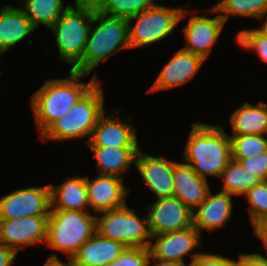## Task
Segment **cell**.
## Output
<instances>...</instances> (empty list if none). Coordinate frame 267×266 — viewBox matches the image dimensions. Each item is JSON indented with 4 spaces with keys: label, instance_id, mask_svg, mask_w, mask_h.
Wrapping results in <instances>:
<instances>
[{
    "label": "cell",
    "instance_id": "obj_1",
    "mask_svg": "<svg viewBox=\"0 0 267 266\" xmlns=\"http://www.w3.org/2000/svg\"><path fill=\"white\" fill-rule=\"evenodd\" d=\"M67 78L47 79L33 95L30 107L40 136L75 105L99 80L97 76L88 83L79 81L84 75L70 70Z\"/></svg>",
    "mask_w": 267,
    "mask_h": 266
},
{
    "label": "cell",
    "instance_id": "obj_2",
    "mask_svg": "<svg viewBox=\"0 0 267 266\" xmlns=\"http://www.w3.org/2000/svg\"><path fill=\"white\" fill-rule=\"evenodd\" d=\"M183 160L202 178L219 177L232 159L231 141L223 126L200 121L191 125Z\"/></svg>",
    "mask_w": 267,
    "mask_h": 266
},
{
    "label": "cell",
    "instance_id": "obj_3",
    "mask_svg": "<svg viewBox=\"0 0 267 266\" xmlns=\"http://www.w3.org/2000/svg\"><path fill=\"white\" fill-rule=\"evenodd\" d=\"M128 25V19L93 13L82 60L70 70L89 74L110 55L120 49H130Z\"/></svg>",
    "mask_w": 267,
    "mask_h": 266
},
{
    "label": "cell",
    "instance_id": "obj_4",
    "mask_svg": "<svg viewBox=\"0 0 267 266\" xmlns=\"http://www.w3.org/2000/svg\"><path fill=\"white\" fill-rule=\"evenodd\" d=\"M100 85L98 81L65 116L56 120L40 139L62 141L88 136V143L99 117L106 111L104 92Z\"/></svg>",
    "mask_w": 267,
    "mask_h": 266
},
{
    "label": "cell",
    "instance_id": "obj_5",
    "mask_svg": "<svg viewBox=\"0 0 267 266\" xmlns=\"http://www.w3.org/2000/svg\"><path fill=\"white\" fill-rule=\"evenodd\" d=\"M97 214L75 210H50L46 246L60 250L71 260L79 248L96 233Z\"/></svg>",
    "mask_w": 267,
    "mask_h": 266
},
{
    "label": "cell",
    "instance_id": "obj_6",
    "mask_svg": "<svg viewBox=\"0 0 267 266\" xmlns=\"http://www.w3.org/2000/svg\"><path fill=\"white\" fill-rule=\"evenodd\" d=\"M97 214L100 215L96 217V232L101 236L121 242L126 247L149 248L152 235L147 214L140 218L127 204Z\"/></svg>",
    "mask_w": 267,
    "mask_h": 266
},
{
    "label": "cell",
    "instance_id": "obj_7",
    "mask_svg": "<svg viewBox=\"0 0 267 266\" xmlns=\"http://www.w3.org/2000/svg\"><path fill=\"white\" fill-rule=\"evenodd\" d=\"M93 19V13L70 5L50 30L63 62L73 69L81 60Z\"/></svg>",
    "mask_w": 267,
    "mask_h": 266
},
{
    "label": "cell",
    "instance_id": "obj_8",
    "mask_svg": "<svg viewBox=\"0 0 267 266\" xmlns=\"http://www.w3.org/2000/svg\"><path fill=\"white\" fill-rule=\"evenodd\" d=\"M187 9L155 5L128 19L130 49L155 44L170 35L187 16ZM136 23L132 25V22Z\"/></svg>",
    "mask_w": 267,
    "mask_h": 266
},
{
    "label": "cell",
    "instance_id": "obj_9",
    "mask_svg": "<svg viewBox=\"0 0 267 266\" xmlns=\"http://www.w3.org/2000/svg\"><path fill=\"white\" fill-rule=\"evenodd\" d=\"M50 185L15 190L0 198V219L49 215Z\"/></svg>",
    "mask_w": 267,
    "mask_h": 266
},
{
    "label": "cell",
    "instance_id": "obj_10",
    "mask_svg": "<svg viewBox=\"0 0 267 266\" xmlns=\"http://www.w3.org/2000/svg\"><path fill=\"white\" fill-rule=\"evenodd\" d=\"M47 223L48 215L0 219V242L18 254L23 247L46 242Z\"/></svg>",
    "mask_w": 267,
    "mask_h": 266
},
{
    "label": "cell",
    "instance_id": "obj_11",
    "mask_svg": "<svg viewBox=\"0 0 267 266\" xmlns=\"http://www.w3.org/2000/svg\"><path fill=\"white\" fill-rule=\"evenodd\" d=\"M147 207L152 236L193 226V211L175 196L157 199L154 204Z\"/></svg>",
    "mask_w": 267,
    "mask_h": 266
},
{
    "label": "cell",
    "instance_id": "obj_12",
    "mask_svg": "<svg viewBox=\"0 0 267 266\" xmlns=\"http://www.w3.org/2000/svg\"><path fill=\"white\" fill-rule=\"evenodd\" d=\"M177 162L163 156L138 151L135 166L147 187L157 199L172 197L174 193V165Z\"/></svg>",
    "mask_w": 267,
    "mask_h": 266
},
{
    "label": "cell",
    "instance_id": "obj_13",
    "mask_svg": "<svg viewBox=\"0 0 267 266\" xmlns=\"http://www.w3.org/2000/svg\"><path fill=\"white\" fill-rule=\"evenodd\" d=\"M197 14L191 15L187 25L182 28L185 38V46L182 49L206 60L221 35L225 21L219 13L214 18Z\"/></svg>",
    "mask_w": 267,
    "mask_h": 266
},
{
    "label": "cell",
    "instance_id": "obj_14",
    "mask_svg": "<svg viewBox=\"0 0 267 266\" xmlns=\"http://www.w3.org/2000/svg\"><path fill=\"white\" fill-rule=\"evenodd\" d=\"M200 235L194 226H191L184 230L152 236L149 253L153 258L160 260L185 263L184 256L190 254L196 246L200 247Z\"/></svg>",
    "mask_w": 267,
    "mask_h": 266
},
{
    "label": "cell",
    "instance_id": "obj_15",
    "mask_svg": "<svg viewBox=\"0 0 267 266\" xmlns=\"http://www.w3.org/2000/svg\"><path fill=\"white\" fill-rule=\"evenodd\" d=\"M123 183V178L115 175L99 174L91 180L86 176L89 208L97 214L124 206L129 189Z\"/></svg>",
    "mask_w": 267,
    "mask_h": 266
},
{
    "label": "cell",
    "instance_id": "obj_16",
    "mask_svg": "<svg viewBox=\"0 0 267 266\" xmlns=\"http://www.w3.org/2000/svg\"><path fill=\"white\" fill-rule=\"evenodd\" d=\"M204 62L201 56L181 48L164 65L147 92L168 90L186 84L192 80Z\"/></svg>",
    "mask_w": 267,
    "mask_h": 266
},
{
    "label": "cell",
    "instance_id": "obj_17",
    "mask_svg": "<svg viewBox=\"0 0 267 266\" xmlns=\"http://www.w3.org/2000/svg\"><path fill=\"white\" fill-rule=\"evenodd\" d=\"M109 115L105 111L99 117L87 146L139 147L133 122H125V118Z\"/></svg>",
    "mask_w": 267,
    "mask_h": 266
},
{
    "label": "cell",
    "instance_id": "obj_18",
    "mask_svg": "<svg viewBox=\"0 0 267 266\" xmlns=\"http://www.w3.org/2000/svg\"><path fill=\"white\" fill-rule=\"evenodd\" d=\"M233 210L232 195L220 191L207 198L193 211V226L198 233L202 230L222 228L231 218Z\"/></svg>",
    "mask_w": 267,
    "mask_h": 266
},
{
    "label": "cell",
    "instance_id": "obj_19",
    "mask_svg": "<svg viewBox=\"0 0 267 266\" xmlns=\"http://www.w3.org/2000/svg\"><path fill=\"white\" fill-rule=\"evenodd\" d=\"M174 193L191 211H194L210 192L208 179L199 177L188 164L174 165Z\"/></svg>",
    "mask_w": 267,
    "mask_h": 266
},
{
    "label": "cell",
    "instance_id": "obj_20",
    "mask_svg": "<svg viewBox=\"0 0 267 266\" xmlns=\"http://www.w3.org/2000/svg\"><path fill=\"white\" fill-rule=\"evenodd\" d=\"M125 248L121 242L107 239L96 232L79 248L71 263L73 266H108Z\"/></svg>",
    "mask_w": 267,
    "mask_h": 266
},
{
    "label": "cell",
    "instance_id": "obj_21",
    "mask_svg": "<svg viewBox=\"0 0 267 266\" xmlns=\"http://www.w3.org/2000/svg\"><path fill=\"white\" fill-rule=\"evenodd\" d=\"M36 28L23 8L6 5L0 10V56L23 41Z\"/></svg>",
    "mask_w": 267,
    "mask_h": 266
},
{
    "label": "cell",
    "instance_id": "obj_22",
    "mask_svg": "<svg viewBox=\"0 0 267 266\" xmlns=\"http://www.w3.org/2000/svg\"><path fill=\"white\" fill-rule=\"evenodd\" d=\"M51 210L89 212L86 176L68 178L58 186L50 184Z\"/></svg>",
    "mask_w": 267,
    "mask_h": 266
},
{
    "label": "cell",
    "instance_id": "obj_23",
    "mask_svg": "<svg viewBox=\"0 0 267 266\" xmlns=\"http://www.w3.org/2000/svg\"><path fill=\"white\" fill-rule=\"evenodd\" d=\"M94 154L96 167L100 175L122 177L135 164L140 147L88 146Z\"/></svg>",
    "mask_w": 267,
    "mask_h": 266
},
{
    "label": "cell",
    "instance_id": "obj_24",
    "mask_svg": "<svg viewBox=\"0 0 267 266\" xmlns=\"http://www.w3.org/2000/svg\"><path fill=\"white\" fill-rule=\"evenodd\" d=\"M229 122L233 135H267V104L244 102L232 113Z\"/></svg>",
    "mask_w": 267,
    "mask_h": 266
},
{
    "label": "cell",
    "instance_id": "obj_25",
    "mask_svg": "<svg viewBox=\"0 0 267 266\" xmlns=\"http://www.w3.org/2000/svg\"><path fill=\"white\" fill-rule=\"evenodd\" d=\"M21 3L35 28L43 24L49 29L70 6L64 8L63 0H21Z\"/></svg>",
    "mask_w": 267,
    "mask_h": 266
},
{
    "label": "cell",
    "instance_id": "obj_26",
    "mask_svg": "<svg viewBox=\"0 0 267 266\" xmlns=\"http://www.w3.org/2000/svg\"><path fill=\"white\" fill-rule=\"evenodd\" d=\"M210 10L220 13L225 24L230 16L250 17L262 21L267 14V0H221Z\"/></svg>",
    "mask_w": 267,
    "mask_h": 266
},
{
    "label": "cell",
    "instance_id": "obj_27",
    "mask_svg": "<svg viewBox=\"0 0 267 266\" xmlns=\"http://www.w3.org/2000/svg\"><path fill=\"white\" fill-rule=\"evenodd\" d=\"M223 179L222 191L230 195H244L254 185H257L261 180L248 172L240 162L231 159L220 175Z\"/></svg>",
    "mask_w": 267,
    "mask_h": 266
},
{
    "label": "cell",
    "instance_id": "obj_28",
    "mask_svg": "<svg viewBox=\"0 0 267 266\" xmlns=\"http://www.w3.org/2000/svg\"><path fill=\"white\" fill-rule=\"evenodd\" d=\"M267 135H231L232 159H247L267 151Z\"/></svg>",
    "mask_w": 267,
    "mask_h": 266
},
{
    "label": "cell",
    "instance_id": "obj_29",
    "mask_svg": "<svg viewBox=\"0 0 267 266\" xmlns=\"http://www.w3.org/2000/svg\"><path fill=\"white\" fill-rule=\"evenodd\" d=\"M155 5V0H110L102 13L111 17L130 19Z\"/></svg>",
    "mask_w": 267,
    "mask_h": 266
},
{
    "label": "cell",
    "instance_id": "obj_30",
    "mask_svg": "<svg viewBox=\"0 0 267 266\" xmlns=\"http://www.w3.org/2000/svg\"><path fill=\"white\" fill-rule=\"evenodd\" d=\"M243 196L249 202V215L254 228L267 216V180L254 185Z\"/></svg>",
    "mask_w": 267,
    "mask_h": 266
},
{
    "label": "cell",
    "instance_id": "obj_31",
    "mask_svg": "<svg viewBox=\"0 0 267 266\" xmlns=\"http://www.w3.org/2000/svg\"><path fill=\"white\" fill-rule=\"evenodd\" d=\"M236 39L241 47L246 48V50L256 51L259 58L267 62V36L257 28L239 31Z\"/></svg>",
    "mask_w": 267,
    "mask_h": 266
},
{
    "label": "cell",
    "instance_id": "obj_32",
    "mask_svg": "<svg viewBox=\"0 0 267 266\" xmlns=\"http://www.w3.org/2000/svg\"><path fill=\"white\" fill-rule=\"evenodd\" d=\"M149 249L126 247L121 255L108 266H147Z\"/></svg>",
    "mask_w": 267,
    "mask_h": 266
},
{
    "label": "cell",
    "instance_id": "obj_33",
    "mask_svg": "<svg viewBox=\"0 0 267 266\" xmlns=\"http://www.w3.org/2000/svg\"><path fill=\"white\" fill-rule=\"evenodd\" d=\"M240 162L244 169L257 176L261 181L267 180V151L247 159H233Z\"/></svg>",
    "mask_w": 267,
    "mask_h": 266
},
{
    "label": "cell",
    "instance_id": "obj_34",
    "mask_svg": "<svg viewBox=\"0 0 267 266\" xmlns=\"http://www.w3.org/2000/svg\"><path fill=\"white\" fill-rule=\"evenodd\" d=\"M189 266H234V260L219 254L196 252L191 255Z\"/></svg>",
    "mask_w": 267,
    "mask_h": 266
},
{
    "label": "cell",
    "instance_id": "obj_35",
    "mask_svg": "<svg viewBox=\"0 0 267 266\" xmlns=\"http://www.w3.org/2000/svg\"><path fill=\"white\" fill-rule=\"evenodd\" d=\"M110 0H75V8L92 13H102Z\"/></svg>",
    "mask_w": 267,
    "mask_h": 266
},
{
    "label": "cell",
    "instance_id": "obj_36",
    "mask_svg": "<svg viewBox=\"0 0 267 266\" xmlns=\"http://www.w3.org/2000/svg\"><path fill=\"white\" fill-rule=\"evenodd\" d=\"M234 266H267V256L240 253L238 260H234Z\"/></svg>",
    "mask_w": 267,
    "mask_h": 266
},
{
    "label": "cell",
    "instance_id": "obj_37",
    "mask_svg": "<svg viewBox=\"0 0 267 266\" xmlns=\"http://www.w3.org/2000/svg\"><path fill=\"white\" fill-rule=\"evenodd\" d=\"M16 256L13 249L0 242V266H12Z\"/></svg>",
    "mask_w": 267,
    "mask_h": 266
},
{
    "label": "cell",
    "instance_id": "obj_38",
    "mask_svg": "<svg viewBox=\"0 0 267 266\" xmlns=\"http://www.w3.org/2000/svg\"><path fill=\"white\" fill-rule=\"evenodd\" d=\"M253 233L262 240L263 246L267 253V216L262 219L254 228Z\"/></svg>",
    "mask_w": 267,
    "mask_h": 266
},
{
    "label": "cell",
    "instance_id": "obj_39",
    "mask_svg": "<svg viewBox=\"0 0 267 266\" xmlns=\"http://www.w3.org/2000/svg\"><path fill=\"white\" fill-rule=\"evenodd\" d=\"M154 261V263L152 264V261ZM154 265V266H189L186 265L185 263H180V262H176V261H164V260H160L157 258H153L151 255L149 256L148 262H147V266L150 265Z\"/></svg>",
    "mask_w": 267,
    "mask_h": 266
},
{
    "label": "cell",
    "instance_id": "obj_40",
    "mask_svg": "<svg viewBox=\"0 0 267 266\" xmlns=\"http://www.w3.org/2000/svg\"><path fill=\"white\" fill-rule=\"evenodd\" d=\"M43 266H73L71 263V260L68 261V263H64L61 260L58 259V256L56 254H53L47 259V262Z\"/></svg>",
    "mask_w": 267,
    "mask_h": 266
},
{
    "label": "cell",
    "instance_id": "obj_41",
    "mask_svg": "<svg viewBox=\"0 0 267 266\" xmlns=\"http://www.w3.org/2000/svg\"><path fill=\"white\" fill-rule=\"evenodd\" d=\"M261 33H263L265 36H267V18L266 21H264L261 28H257Z\"/></svg>",
    "mask_w": 267,
    "mask_h": 266
}]
</instances>
